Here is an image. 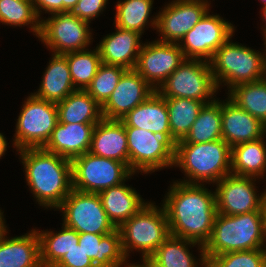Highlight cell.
<instances>
[{"instance_id":"obj_16","label":"cell","mask_w":266,"mask_h":267,"mask_svg":"<svg viewBox=\"0 0 266 267\" xmlns=\"http://www.w3.org/2000/svg\"><path fill=\"white\" fill-rule=\"evenodd\" d=\"M185 59L179 44L156 40L142 45L134 69L157 90Z\"/></svg>"},{"instance_id":"obj_12","label":"cell","mask_w":266,"mask_h":267,"mask_svg":"<svg viewBox=\"0 0 266 267\" xmlns=\"http://www.w3.org/2000/svg\"><path fill=\"white\" fill-rule=\"evenodd\" d=\"M63 223L78 233L109 234L117 228L108 218L98 193L72 189L57 208Z\"/></svg>"},{"instance_id":"obj_34","label":"cell","mask_w":266,"mask_h":267,"mask_svg":"<svg viewBox=\"0 0 266 267\" xmlns=\"http://www.w3.org/2000/svg\"><path fill=\"white\" fill-rule=\"evenodd\" d=\"M228 98L266 125V78L228 89Z\"/></svg>"},{"instance_id":"obj_21","label":"cell","mask_w":266,"mask_h":267,"mask_svg":"<svg viewBox=\"0 0 266 267\" xmlns=\"http://www.w3.org/2000/svg\"><path fill=\"white\" fill-rule=\"evenodd\" d=\"M89 152L129 167L128 140L123 122L105 118L98 122L93 129Z\"/></svg>"},{"instance_id":"obj_43","label":"cell","mask_w":266,"mask_h":267,"mask_svg":"<svg viewBox=\"0 0 266 267\" xmlns=\"http://www.w3.org/2000/svg\"><path fill=\"white\" fill-rule=\"evenodd\" d=\"M79 0H61V12L72 11Z\"/></svg>"},{"instance_id":"obj_28","label":"cell","mask_w":266,"mask_h":267,"mask_svg":"<svg viewBox=\"0 0 266 267\" xmlns=\"http://www.w3.org/2000/svg\"><path fill=\"white\" fill-rule=\"evenodd\" d=\"M266 173V143L264 137L237 144L231 148V174L264 178Z\"/></svg>"},{"instance_id":"obj_33","label":"cell","mask_w":266,"mask_h":267,"mask_svg":"<svg viewBox=\"0 0 266 267\" xmlns=\"http://www.w3.org/2000/svg\"><path fill=\"white\" fill-rule=\"evenodd\" d=\"M153 2V0L118 1L114 20L115 26L124 30H133L142 35L145 26L149 25L147 23L151 19L150 26L156 29L157 16L149 17L152 13Z\"/></svg>"},{"instance_id":"obj_29","label":"cell","mask_w":266,"mask_h":267,"mask_svg":"<svg viewBox=\"0 0 266 267\" xmlns=\"http://www.w3.org/2000/svg\"><path fill=\"white\" fill-rule=\"evenodd\" d=\"M60 123H98L103 119L101 105L86 91L77 89L57 103Z\"/></svg>"},{"instance_id":"obj_3","label":"cell","mask_w":266,"mask_h":267,"mask_svg":"<svg viewBox=\"0 0 266 267\" xmlns=\"http://www.w3.org/2000/svg\"><path fill=\"white\" fill-rule=\"evenodd\" d=\"M266 248V216L264 211L239 215L217 213L212 233L204 245L208 261L212 256L234 251Z\"/></svg>"},{"instance_id":"obj_4","label":"cell","mask_w":266,"mask_h":267,"mask_svg":"<svg viewBox=\"0 0 266 267\" xmlns=\"http://www.w3.org/2000/svg\"><path fill=\"white\" fill-rule=\"evenodd\" d=\"M180 167L186 184L217 183L231 174V147L222 139L206 143H176L174 165Z\"/></svg>"},{"instance_id":"obj_24","label":"cell","mask_w":266,"mask_h":267,"mask_svg":"<svg viewBox=\"0 0 266 267\" xmlns=\"http://www.w3.org/2000/svg\"><path fill=\"white\" fill-rule=\"evenodd\" d=\"M78 244L95 267L128 266L118 228L109 234L79 233Z\"/></svg>"},{"instance_id":"obj_9","label":"cell","mask_w":266,"mask_h":267,"mask_svg":"<svg viewBox=\"0 0 266 267\" xmlns=\"http://www.w3.org/2000/svg\"><path fill=\"white\" fill-rule=\"evenodd\" d=\"M72 188L85 193H99L122 184L134 173L122 162L90 152L72 161Z\"/></svg>"},{"instance_id":"obj_41","label":"cell","mask_w":266,"mask_h":267,"mask_svg":"<svg viewBox=\"0 0 266 267\" xmlns=\"http://www.w3.org/2000/svg\"><path fill=\"white\" fill-rule=\"evenodd\" d=\"M36 15L41 20V10L45 13L54 14L61 12V0H32Z\"/></svg>"},{"instance_id":"obj_11","label":"cell","mask_w":266,"mask_h":267,"mask_svg":"<svg viewBox=\"0 0 266 267\" xmlns=\"http://www.w3.org/2000/svg\"><path fill=\"white\" fill-rule=\"evenodd\" d=\"M125 131L129 168L134 174H148L167 166L173 167L175 146L167 138L135 127H125Z\"/></svg>"},{"instance_id":"obj_30","label":"cell","mask_w":266,"mask_h":267,"mask_svg":"<svg viewBox=\"0 0 266 267\" xmlns=\"http://www.w3.org/2000/svg\"><path fill=\"white\" fill-rule=\"evenodd\" d=\"M171 132V143L175 146L189 133L203 106L207 103L187 98H165Z\"/></svg>"},{"instance_id":"obj_5","label":"cell","mask_w":266,"mask_h":267,"mask_svg":"<svg viewBox=\"0 0 266 267\" xmlns=\"http://www.w3.org/2000/svg\"><path fill=\"white\" fill-rule=\"evenodd\" d=\"M230 37L209 61L213 79L219 89L222 83L230 90L236 85L266 78V52L233 43Z\"/></svg>"},{"instance_id":"obj_1","label":"cell","mask_w":266,"mask_h":267,"mask_svg":"<svg viewBox=\"0 0 266 267\" xmlns=\"http://www.w3.org/2000/svg\"><path fill=\"white\" fill-rule=\"evenodd\" d=\"M204 184L175 181L163 200L170 235L204 246L210 239L217 215L215 191Z\"/></svg>"},{"instance_id":"obj_35","label":"cell","mask_w":266,"mask_h":267,"mask_svg":"<svg viewBox=\"0 0 266 267\" xmlns=\"http://www.w3.org/2000/svg\"><path fill=\"white\" fill-rule=\"evenodd\" d=\"M63 55L67 58L74 87L86 90L102 63L98 48L96 47L94 50L87 48Z\"/></svg>"},{"instance_id":"obj_31","label":"cell","mask_w":266,"mask_h":267,"mask_svg":"<svg viewBox=\"0 0 266 267\" xmlns=\"http://www.w3.org/2000/svg\"><path fill=\"white\" fill-rule=\"evenodd\" d=\"M62 230L39 231L41 264L43 267H54L79 242V233L62 223Z\"/></svg>"},{"instance_id":"obj_26","label":"cell","mask_w":266,"mask_h":267,"mask_svg":"<svg viewBox=\"0 0 266 267\" xmlns=\"http://www.w3.org/2000/svg\"><path fill=\"white\" fill-rule=\"evenodd\" d=\"M51 58L43 74L40 87L33 94L38 98L57 104L77 89L72 82L67 58L63 54L54 53Z\"/></svg>"},{"instance_id":"obj_19","label":"cell","mask_w":266,"mask_h":267,"mask_svg":"<svg viewBox=\"0 0 266 267\" xmlns=\"http://www.w3.org/2000/svg\"><path fill=\"white\" fill-rule=\"evenodd\" d=\"M96 124L58 122L43 148L72 161L74 158L89 152L92 133Z\"/></svg>"},{"instance_id":"obj_44","label":"cell","mask_w":266,"mask_h":267,"mask_svg":"<svg viewBox=\"0 0 266 267\" xmlns=\"http://www.w3.org/2000/svg\"><path fill=\"white\" fill-rule=\"evenodd\" d=\"M5 138L6 137H4L2 133H0V159L5 155V151L7 149V141Z\"/></svg>"},{"instance_id":"obj_17","label":"cell","mask_w":266,"mask_h":267,"mask_svg":"<svg viewBox=\"0 0 266 267\" xmlns=\"http://www.w3.org/2000/svg\"><path fill=\"white\" fill-rule=\"evenodd\" d=\"M154 91L155 89L135 69H127L112 94L101 106L103 118L121 120Z\"/></svg>"},{"instance_id":"obj_14","label":"cell","mask_w":266,"mask_h":267,"mask_svg":"<svg viewBox=\"0 0 266 267\" xmlns=\"http://www.w3.org/2000/svg\"><path fill=\"white\" fill-rule=\"evenodd\" d=\"M255 181L253 177L228 174L215 183L217 213L239 215L264 211V196L263 193L260 196L257 194Z\"/></svg>"},{"instance_id":"obj_27","label":"cell","mask_w":266,"mask_h":267,"mask_svg":"<svg viewBox=\"0 0 266 267\" xmlns=\"http://www.w3.org/2000/svg\"><path fill=\"white\" fill-rule=\"evenodd\" d=\"M198 246L201 254L198 260L201 267L207 266L204 246L183 238L170 235L149 257L159 267H198V260L190 253L189 247ZM189 246V247H188ZM195 257V258H194Z\"/></svg>"},{"instance_id":"obj_46","label":"cell","mask_w":266,"mask_h":267,"mask_svg":"<svg viewBox=\"0 0 266 267\" xmlns=\"http://www.w3.org/2000/svg\"><path fill=\"white\" fill-rule=\"evenodd\" d=\"M3 213L4 212H2V210L0 209V235L7 228V226L5 225V218L3 217Z\"/></svg>"},{"instance_id":"obj_7","label":"cell","mask_w":266,"mask_h":267,"mask_svg":"<svg viewBox=\"0 0 266 267\" xmlns=\"http://www.w3.org/2000/svg\"><path fill=\"white\" fill-rule=\"evenodd\" d=\"M156 91L164 98H187L211 103L218 88L209 61L185 59Z\"/></svg>"},{"instance_id":"obj_45","label":"cell","mask_w":266,"mask_h":267,"mask_svg":"<svg viewBox=\"0 0 266 267\" xmlns=\"http://www.w3.org/2000/svg\"><path fill=\"white\" fill-rule=\"evenodd\" d=\"M262 12H261V17L263 18V22H265V26H261L262 28H263V37H264V41H266V7H264V8H262V10H261Z\"/></svg>"},{"instance_id":"obj_36","label":"cell","mask_w":266,"mask_h":267,"mask_svg":"<svg viewBox=\"0 0 266 267\" xmlns=\"http://www.w3.org/2000/svg\"><path fill=\"white\" fill-rule=\"evenodd\" d=\"M40 19L35 13L32 0H0V22L9 26H30L39 37Z\"/></svg>"},{"instance_id":"obj_42","label":"cell","mask_w":266,"mask_h":267,"mask_svg":"<svg viewBox=\"0 0 266 267\" xmlns=\"http://www.w3.org/2000/svg\"><path fill=\"white\" fill-rule=\"evenodd\" d=\"M142 265L141 264H132V263H128L127 267H159L152 259L150 258H142Z\"/></svg>"},{"instance_id":"obj_15","label":"cell","mask_w":266,"mask_h":267,"mask_svg":"<svg viewBox=\"0 0 266 267\" xmlns=\"http://www.w3.org/2000/svg\"><path fill=\"white\" fill-rule=\"evenodd\" d=\"M166 5L156 15V29L162 36L158 41L165 43L179 44L210 10L207 0H173Z\"/></svg>"},{"instance_id":"obj_32","label":"cell","mask_w":266,"mask_h":267,"mask_svg":"<svg viewBox=\"0 0 266 267\" xmlns=\"http://www.w3.org/2000/svg\"><path fill=\"white\" fill-rule=\"evenodd\" d=\"M222 139L221 100L203 106L186 137L177 143H206Z\"/></svg>"},{"instance_id":"obj_20","label":"cell","mask_w":266,"mask_h":267,"mask_svg":"<svg viewBox=\"0 0 266 267\" xmlns=\"http://www.w3.org/2000/svg\"><path fill=\"white\" fill-rule=\"evenodd\" d=\"M115 31L103 37L96 47L101 62L134 69L139 51L144 43L140 42L141 34L133 30H124L115 26Z\"/></svg>"},{"instance_id":"obj_18","label":"cell","mask_w":266,"mask_h":267,"mask_svg":"<svg viewBox=\"0 0 266 267\" xmlns=\"http://www.w3.org/2000/svg\"><path fill=\"white\" fill-rule=\"evenodd\" d=\"M221 101V135L231 148L266 137V125L229 98ZM265 135V136H264Z\"/></svg>"},{"instance_id":"obj_25","label":"cell","mask_w":266,"mask_h":267,"mask_svg":"<svg viewBox=\"0 0 266 267\" xmlns=\"http://www.w3.org/2000/svg\"><path fill=\"white\" fill-rule=\"evenodd\" d=\"M98 194L108 218L116 228H119L148 203L143 201L135 188L132 189L124 182L104 189Z\"/></svg>"},{"instance_id":"obj_38","label":"cell","mask_w":266,"mask_h":267,"mask_svg":"<svg viewBox=\"0 0 266 267\" xmlns=\"http://www.w3.org/2000/svg\"><path fill=\"white\" fill-rule=\"evenodd\" d=\"M207 267H266V248L212 256Z\"/></svg>"},{"instance_id":"obj_6","label":"cell","mask_w":266,"mask_h":267,"mask_svg":"<svg viewBox=\"0 0 266 267\" xmlns=\"http://www.w3.org/2000/svg\"><path fill=\"white\" fill-rule=\"evenodd\" d=\"M154 204L149 201L118 228L126 258L133 250L141 252V258H149L170 236L166 211L163 205Z\"/></svg>"},{"instance_id":"obj_13","label":"cell","mask_w":266,"mask_h":267,"mask_svg":"<svg viewBox=\"0 0 266 267\" xmlns=\"http://www.w3.org/2000/svg\"><path fill=\"white\" fill-rule=\"evenodd\" d=\"M234 30L232 23L207 11L200 21L185 34L179 46L186 59L210 61L216 50L233 37Z\"/></svg>"},{"instance_id":"obj_39","label":"cell","mask_w":266,"mask_h":267,"mask_svg":"<svg viewBox=\"0 0 266 267\" xmlns=\"http://www.w3.org/2000/svg\"><path fill=\"white\" fill-rule=\"evenodd\" d=\"M107 1L108 0H79L72 12L79 19L90 24L93 19L99 17L100 13L102 14L104 8H106L105 5Z\"/></svg>"},{"instance_id":"obj_22","label":"cell","mask_w":266,"mask_h":267,"mask_svg":"<svg viewBox=\"0 0 266 267\" xmlns=\"http://www.w3.org/2000/svg\"><path fill=\"white\" fill-rule=\"evenodd\" d=\"M6 233L0 235V267H43L37 229L13 238Z\"/></svg>"},{"instance_id":"obj_47","label":"cell","mask_w":266,"mask_h":267,"mask_svg":"<svg viewBox=\"0 0 266 267\" xmlns=\"http://www.w3.org/2000/svg\"><path fill=\"white\" fill-rule=\"evenodd\" d=\"M263 196H264L263 208H264V212H265V216H266V189L263 192Z\"/></svg>"},{"instance_id":"obj_48","label":"cell","mask_w":266,"mask_h":267,"mask_svg":"<svg viewBox=\"0 0 266 267\" xmlns=\"http://www.w3.org/2000/svg\"><path fill=\"white\" fill-rule=\"evenodd\" d=\"M260 2H262V3H263V6H262V8L266 7V0H260Z\"/></svg>"},{"instance_id":"obj_37","label":"cell","mask_w":266,"mask_h":267,"mask_svg":"<svg viewBox=\"0 0 266 267\" xmlns=\"http://www.w3.org/2000/svg\"><path fill=\"white\" fill-rule=\"evenodd\" d=\"M127 69L118 65L101 63L86 91L102 106L117 86Z\"/></svg>"},{"instance_id":"obj_10","label":"cell","mask_w":266,"mask_h":267,"mask_svg":"<svg viewBox=\"0 0 266 267\" xmlns=\"http://www.w3.org/2000/svg\"><path fill=\"white\" fill-rule=\"evenodd\" d=\"M40 21L39 39L54 54L85 50L92 42L89 23L79 19L72 11L50 14Z\"/></svg>"},{"instance_id":"obj_40","label":"cell","mask_w":266,"mask_h":267,"mask_svg":"<svg viewBox=\"0 0 266 267\" xmlns=\"http://www.w3.org/2000/svg\"><path fill=\"white\" fill-rule=\"evenodd\" d=\"M54 267H95L91 258H89L79 244L64 254L63 258Z\"/></svg>"},{"instance_id":"obj_8","label":"cell","mask_w":266,"mask_h":267,"mask_svg":"<svg viewBox=\"0 0 266 267\" xmlns=\"http://www.w3.org/2000/svg\"><path fill=\"white\" fill-rule=\"evenodd\" d=\"M14 134V148H42L58 123L57 104L36 97L33 93L24 100Z\"/></svg>"},{"instance_id":"obj_2","label":"cell","mask_w":266,"mask_h":267,"mask_svg":"<svg viewBox=\"0 0 266 267\" xmlns=\"http://www.w3.org/2000/svg\"><path fill=\"white\" fill-rule=\"evenodd\" d=\"M26 183L40 206L57 209L72 188V162L42 148L18 150Z\"/></svg>"},{"instance_id":"obj_23","label":"cell","mask_w":266,"mask_h":267,"mask_svg":"<svg viewBox=\"0 0 266 267\" xmlns=\"http://www.w3.org/2000/svg\"><path fill=\"white\" fill-rule=\"evenodd\" d=\"M121 121L125 127L151 131L171 142L166 99L156 90L144 102L128 112Z\"/></svg>"}]
</instances>
